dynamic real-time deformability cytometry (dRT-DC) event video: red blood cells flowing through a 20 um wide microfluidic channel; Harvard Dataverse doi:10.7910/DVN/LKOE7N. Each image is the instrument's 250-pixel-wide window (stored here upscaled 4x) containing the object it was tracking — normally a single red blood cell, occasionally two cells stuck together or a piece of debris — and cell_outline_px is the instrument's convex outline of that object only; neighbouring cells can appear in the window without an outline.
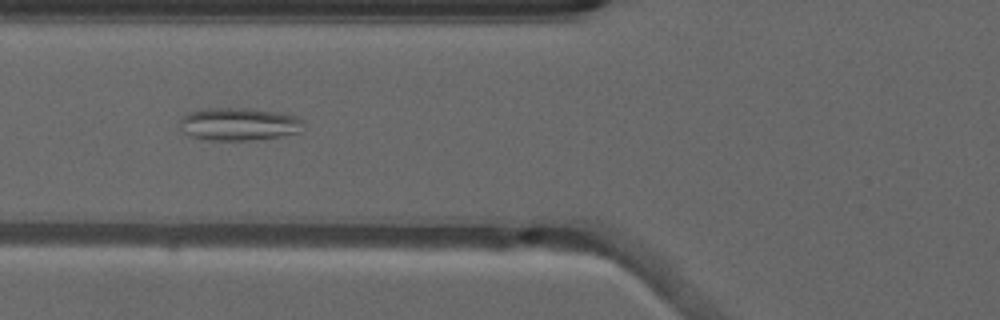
{"species": "common noctule bat (a hibernating species)", "species_latin": "Nyctalus noctula", "temperature_condition": "warm", "stored_images_in_passage": 43, "camera_frame_rate_fps": 3000, "um_per_image_px": 0.085, "animal": {"sex": "male", "forearm_length_mm": 52.5}, "frame": {"image": 1, "passage_image": 18, "time_ms": 5.667, "image_size_px": [1000, 320], "cell_outline_px": [[304, 132], [280, 136], [252, 140], [208, 140], [188, 136], [180, 128], [180, 120], [188, 112], [204, 108], [244, 108], [276, 112], [296, 116], [304, 120]], "centroid_in_image_um": [20.32, 10.55], "position_along_channel_um": 105.5, "area_um2": 23.87}}
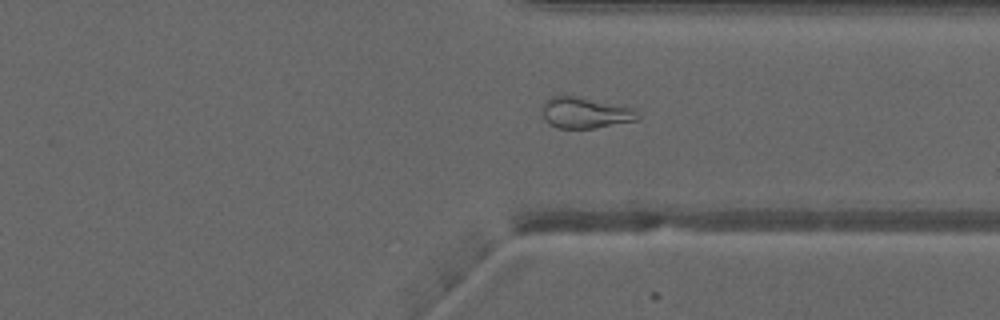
{"frame": {"image": 2, "passage_image": 37, "time_ms": 12.0, "image_size_px": [1000, 320], "cell_outline_px": [[644, 116], [640, 120], [596, 128], [556, 128], [544, 120], [540, 108], [544, 100], [552, 96], [580, 96], [632, 108]], "centroid_in_image_um": [49.75, 9.59], "position_along_channel_um": 361.7, "area_um2": 17.74}}
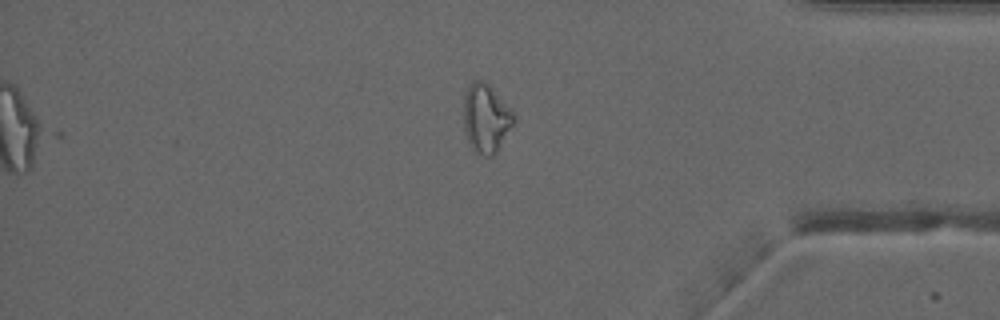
{"frame": {"image": 3, "passage_image": 41, "time_ms": 13.333, "image_size_px": [1000, 320], "cell_outline_px": [[516, 120], [496, 152], [492, 156], [484, 156], [476, 152], [472, 148], [468, 140], [464, 128], [464, 96], [468, 84], [472, 80], [484, 80], [516, 112]], "centroid_in_image_um": [41.33, 10.02], "position_along_channel_um": 393.9, "area_um2": 20.29}, "authors_computed_cell_mechanics": {"area_um2": 20.2878, "velocity_mm_per_s": 4.0499, "shape_relaxation_time_tau1_ms": null, "shape_relaxation_time_tau2_ms": 2.6774, "deformation_change_tau1": null, "deformation_change_tau2": 0.1161}}